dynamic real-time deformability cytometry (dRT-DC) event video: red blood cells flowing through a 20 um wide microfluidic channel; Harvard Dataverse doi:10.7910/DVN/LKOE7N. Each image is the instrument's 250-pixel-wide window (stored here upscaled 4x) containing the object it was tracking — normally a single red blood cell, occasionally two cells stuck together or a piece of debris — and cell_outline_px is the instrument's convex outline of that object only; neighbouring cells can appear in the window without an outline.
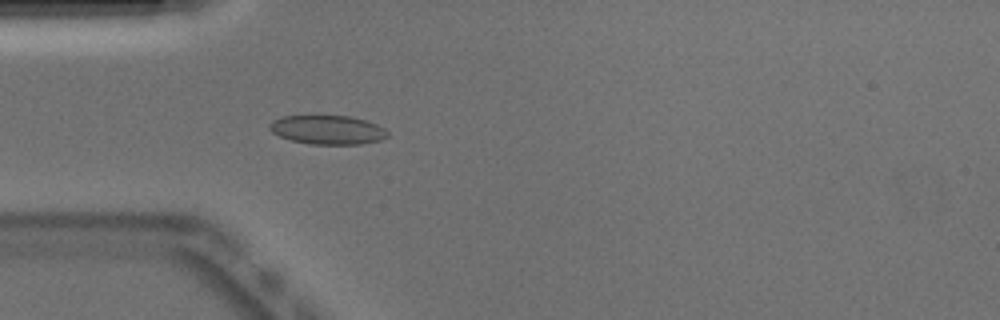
{"species": "Egyptian fruit bat (a non-hibernating species)", "species_latin": "Rousettus aegyptiacus", "temperature_condition": "warm", "stored_images_in_passage": 37, "camera_frame_rate_fps": 3000, "um_per_image_px": 0.085, "animal": {"sex": "male"}, "frame": {"image": 1, "passage_image": 1, "time_ms": 0.0, "image_size_px": [1000, 320], "cell_outline_px": [[388, 136], [380, 140], [360, 144], [308, 144], [292, 140], [280, 136], [272, 132], [268, 128], [268, 124], [272, 120], [284, 116], [352, 116], [376, 124], [384, 128], [388, 132]], "centroid_in_image_um": [27.83, 11.03], "position_along_channel_um": 57.2, "area_um2": 19.88}}
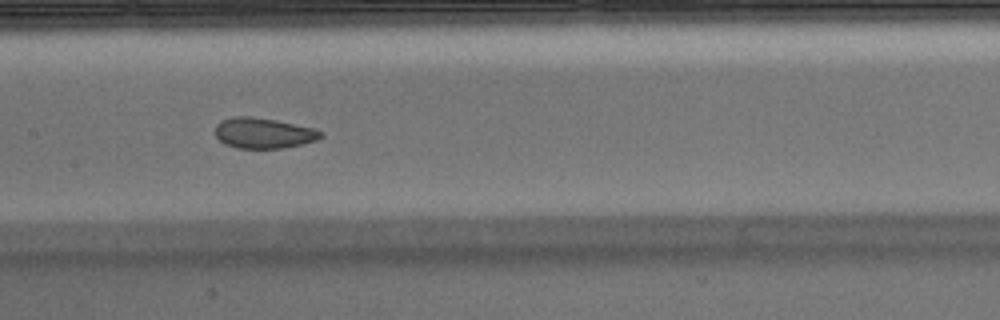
{"frame": {"image": 2, "passage_image": 11, "time_ms": 3.333, "image_size_px": [1000, 320], "cell_outline_px": [[324, 136], [316, 140], [284, 148], [236, 148], [224, 144], [216, 136], [216, 124], [232, 116], [252, 116], [276, 120], [316, 128], [324, 132]], "centroid_in_image_um": [22.43, 11.3], "position_along_channel_um": 185.0, "area_um2": 18.9}, "authors_computed_cell_mechanics": {"area_um2": 19.8254, "velocity_mm_per_s": 3.8785, "shape_relaxation_time_tau1_ms": null, "shape_relaxation_time_tau2_ms": 1.0562, "deformation_change_tau1": null, "deformation_change_tau2": 0.0476}}